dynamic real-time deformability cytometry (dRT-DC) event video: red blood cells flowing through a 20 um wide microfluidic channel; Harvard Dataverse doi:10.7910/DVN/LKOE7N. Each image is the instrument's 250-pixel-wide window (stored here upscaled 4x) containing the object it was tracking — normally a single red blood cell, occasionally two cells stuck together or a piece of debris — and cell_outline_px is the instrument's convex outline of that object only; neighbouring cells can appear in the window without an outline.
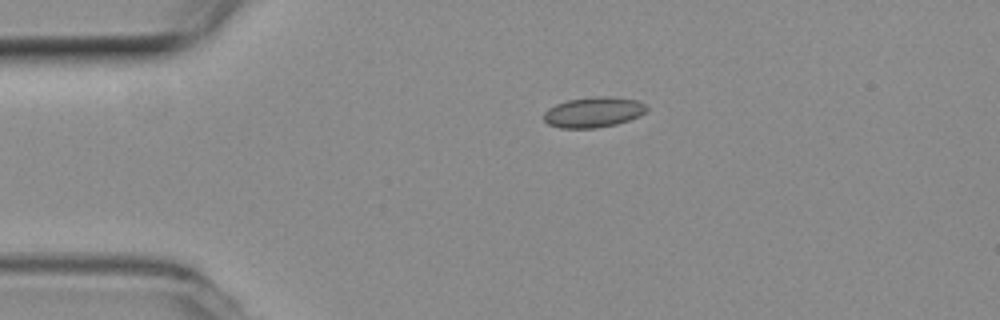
{"species": "common noctule bat (a hibernating species)", "species_latin": "Nyctalus noctula", "temperature_condition": "room temperature", "stored_images_in_passage": 2, "camera_frame_rate_fps": 3000, "um_per_image_px": 0.085, "animal": {"sex": "female", "body_mass_g": 19.3, "forearm_length_mm": 54.1}, "frame": {"image": 1, "passage_image": 2, "time_ms": 0.333, "image_size_px": [1000, 320], "cell_outline_px": [[648, 108], [640, 116], [616, 124], [596, 128], [560, 128], [548, 124], [544, 120], [544, 112], [548, 108], [556, 104], [568, 100], [604, 96], [608, 96], [636, 100], [644, 104]], "centroid_in_image_um": [50.43, 9.55], "position_along_channel_um": 34.6, "area_um2": 18.03}}